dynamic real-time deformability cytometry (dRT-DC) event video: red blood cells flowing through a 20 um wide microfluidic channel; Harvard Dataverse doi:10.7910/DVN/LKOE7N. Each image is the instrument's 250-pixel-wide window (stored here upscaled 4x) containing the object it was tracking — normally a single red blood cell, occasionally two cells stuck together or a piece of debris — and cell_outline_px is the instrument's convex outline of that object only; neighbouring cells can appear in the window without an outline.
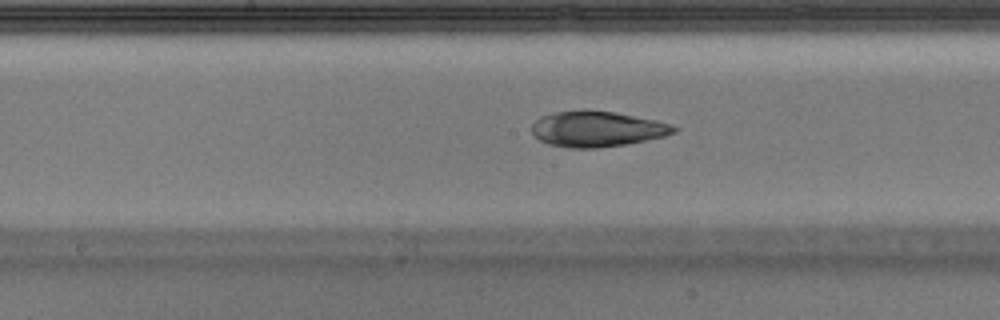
{"species": "Egyptian fruit bat (a non-hibernating species)", "species_latin": "Rousettus aegyptiacus", "temperature_condition": "warm", "stored_images_in_passage": 45, "camera_frame_rate_fps": 3000, "um_per_image_px": 0.085, "animal": {"sex": "male"}, "frame": {"image": 1, "passage_image": 26, "time_ms": 8.333, "image_size_px": [1000, 320], "cell_outline_px": [[680, 128], [676, 132], [664, 136], [624, 144], [596, 148], [568, 148], [548, 144], [532, 136], [532, 124], [540, 116], [556, 112], [584, 108], [616, 112], [656, 120], [672, 124]], "centroid_in_image_um": [50.73, 10.94], "position_along_channel_um": 197.5, "area_um2": 29.88}}